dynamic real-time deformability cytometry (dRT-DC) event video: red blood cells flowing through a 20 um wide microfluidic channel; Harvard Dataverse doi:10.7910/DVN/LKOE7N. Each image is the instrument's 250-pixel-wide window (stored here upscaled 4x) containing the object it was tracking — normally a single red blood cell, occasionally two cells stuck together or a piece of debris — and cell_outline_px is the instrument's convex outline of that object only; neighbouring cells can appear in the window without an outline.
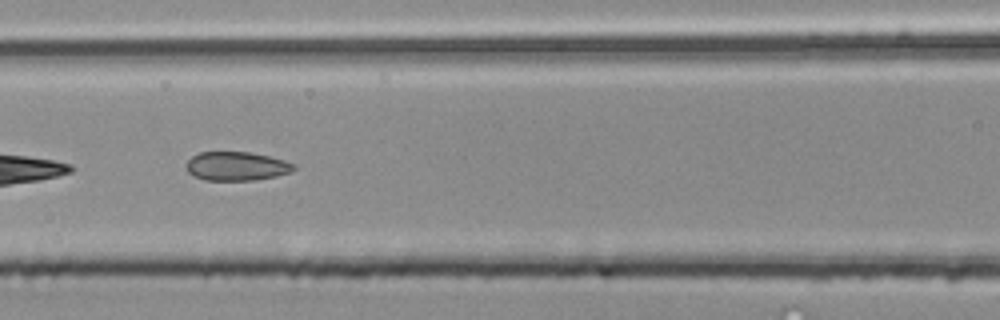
{"species": "common noctule bat (a hibernating species)", "species_latin": "Nyctalus noctula", "temperature_condition": "room temperature", "stored_images_in_passage": 14, "camera_frame_rate_fps": 3000, "um_per_image_px": 0.085, "animal": {"sex": "male", "body_mass_g": 20.4}, "frame": {"image": 1, "passage_image": 7, "time_ms": 2.0, "image_size_px": [1000, 320], "cell_outline_px": [[296, 168], [292, 172], [276, 176], [252, 180], [204, 180], [188, 172], [188, 160], [192, 156], [200, 152], [252, 152], [284, 160], [296, 164]], "centroid_in_image_um": [20.16, 14.12], "position_along_channel_um": 146.4, "area_um2": 17.98}}
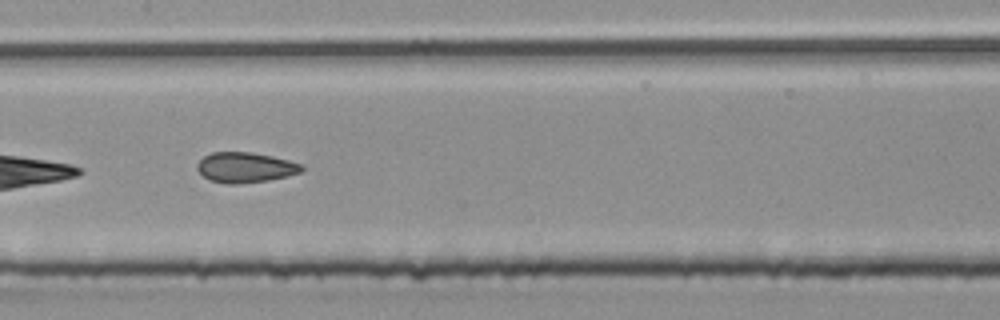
{"frame": {"image": 2, "passage_image": 10, "time_ms": 3.0, "image_size_px": [1000, 320], "cell_outline_px": [[304, 168], [300, 172], [288, 176], [264, 180], [236, 184], [228, 184], [208, 180], [196, 168], [196, 164], [204, 156], [212, 152], [252, 152], [272, 156], [288, 160], [300, 164]], "centroid_in_image_um": [20.81, 14.22], "position_along_channel_um": 186.6, "area_um2": 18.26}}